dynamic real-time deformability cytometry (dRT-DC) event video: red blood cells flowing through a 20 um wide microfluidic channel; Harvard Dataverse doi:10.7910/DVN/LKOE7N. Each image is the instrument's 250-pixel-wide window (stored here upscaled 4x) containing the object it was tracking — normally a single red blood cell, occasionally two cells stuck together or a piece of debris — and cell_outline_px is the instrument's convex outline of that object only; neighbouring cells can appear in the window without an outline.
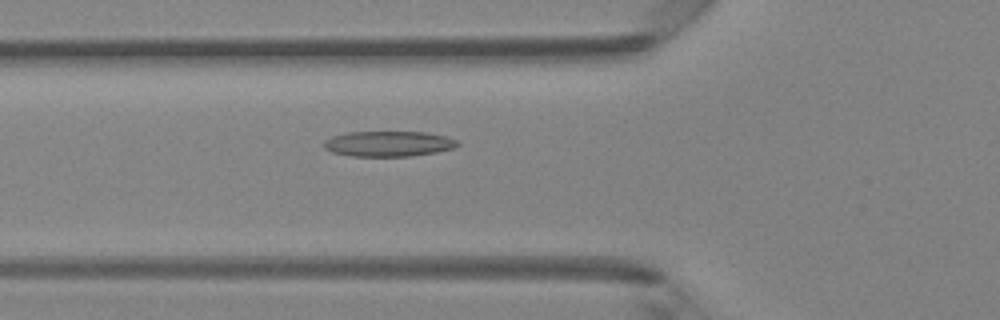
{"species": "Egyptian fruit bat (a non-hibernating species)", "species_latin": "Rousettus aegyptiacus", "temperature_condition": "room temperature", "stored_images_in_passage": 49, "camera_frame_rate_fps": 3000, "um_per_image_px": 0.085, "animal": {"sex": "female"}, "frame": {"image": 1, "passage_image": 18, "time_ms": 5.667, "image_size_px": [1000, 320], "cell_outline_px": [[460, 144], [456, 148], [436, 152], [412, 156], [348, 156], [332, 152], [324, 148], [324, 140], [332, 136], [348, 132], [424, 132], [444, 136], [456, 140]], "centroid_in_image_um": [33.01, 12.22], "position_along_channel_um": 92.8, "area_um2": 19.83}}
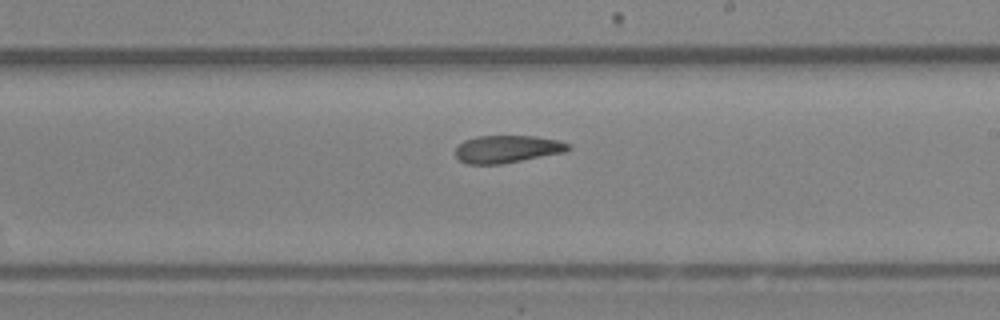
{"frame": {"image": 2, "passage_image": 29, "time_ms": 9.333, "image_size_px": [1000, 320], "cell_outline_px": [[572, 148], [564, 152], [500, 164], [468, 164], [460, 160], [456, 156], [456, 148], [464, 140], [476, 136], [536, 136], [560, 140], [572, 144]], "centroid_in_image_um": [43.15, 12.66], "position_along_channel_um": 245.9, "area_um2": 18.09}}
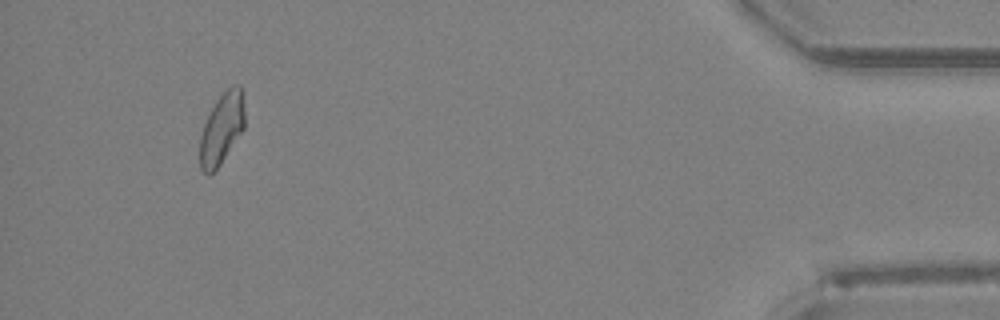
{"frame": {"image": 3, "passage_image": 46, "time_ms": 15.0, "image_size_px": [1000, 320], "cell_outline_px": [[244, 128], [220, 164], [208, 176], [200, 168], [200, 136], [204, 124], [216, 100], [232, 84], [240, 84], [244, 104]], "centroid_in_image_um": [18.85, 10.92], "position_along_channel_um": 416.4, "area_um2": 18.32}, "authors_computed_cell_mechanics": {"area_um2": 19.363, "velocity_mm_per_s": 4.1987, "shape_relaxation_time_tau1_ms": null, "shape_relaxation_time_tau2_ms": 4.3825, "deformation_change_tau1": null, "deformation_change_tau2": 0.1277}}